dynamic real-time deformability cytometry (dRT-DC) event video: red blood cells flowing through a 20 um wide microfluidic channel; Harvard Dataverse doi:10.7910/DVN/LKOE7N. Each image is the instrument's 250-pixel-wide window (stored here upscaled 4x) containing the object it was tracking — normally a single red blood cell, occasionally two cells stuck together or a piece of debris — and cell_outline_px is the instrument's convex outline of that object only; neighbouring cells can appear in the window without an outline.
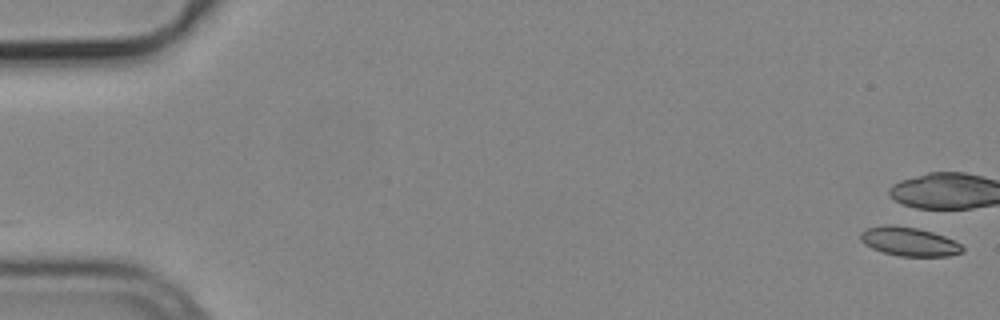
{"species": "common noctule bat (a hibernating species)", "species_latin": "Nyctalus noctula", "temperature_condition": "cold", "stored_images_in_passage": 4, "camera_frame_rate_fps": 3000, "um_per_image_px": 0.085, "animal": {"sex": "male", "body_mass_g": 19.2, "forearm_length_mm": 51.8}, "frame": {"image": 1, "passage_image": 1, "time_ms": 0.0, "image_size_px": [1000, 320], "cell_outline_px": [[964, 252], [948, 256], [900, 256], [884, 252], [872, 248], [864, 244], [860, 240], [860, 232], [868, 228], [888, 224], [892, 224], [916, 228], [932, 232], [944, 236], [960, 244], [964, 248]], "centroid_in_image_um": [77.26, 20.53], "position_along_channel_um": 7.7, "area_um2": 17.05}}